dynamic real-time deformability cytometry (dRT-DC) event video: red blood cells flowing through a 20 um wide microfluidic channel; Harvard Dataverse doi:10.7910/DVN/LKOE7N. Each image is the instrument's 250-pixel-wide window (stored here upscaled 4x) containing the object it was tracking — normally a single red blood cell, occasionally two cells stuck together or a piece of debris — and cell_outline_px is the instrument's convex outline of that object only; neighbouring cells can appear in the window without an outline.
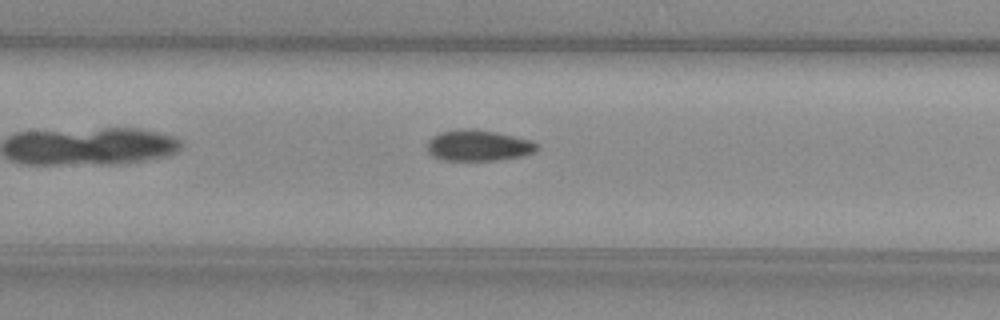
{"species": "common noctule bat (a hibernating species)", "species_latin": "Nyctalus noctula", "temperature_condition": "warm", "stored_images_in_passage": 35, "camera_frame_rate_fps": 3000, "um_per_image_px": 0.085, "animal": {"sex": "female", "body_mass_g": 29.2, "forearm_length_mm": 56.3}, "frame": {"image": 1, "passage_image": 11, "time_ms": 3.333, "image_size_px": [1000, 320], "cell_outline_px": [[540, 148], [536, 152], [524, 156], [500, 160], [444, 160], [432, 156], [428, 152], [428, 140], [432, 136], [440, 132], [460, 128], [476, 128], [496, 132], [532, 140]], "centroid_in_image_um": [40.68, 12.36], "position_along_channel_um": 166.7, "area_um2": 20.17}}